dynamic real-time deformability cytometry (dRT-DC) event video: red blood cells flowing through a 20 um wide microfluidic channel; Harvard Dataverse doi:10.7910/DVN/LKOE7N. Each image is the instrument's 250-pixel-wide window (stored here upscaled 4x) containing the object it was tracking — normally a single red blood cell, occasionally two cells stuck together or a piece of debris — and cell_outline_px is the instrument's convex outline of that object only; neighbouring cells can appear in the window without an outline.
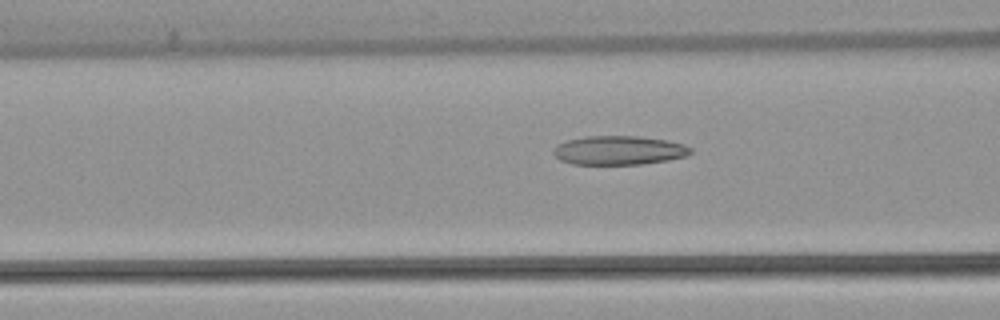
{"species": "common noctule bat (a hibernating species)", "species_latin": "Nyctalus noctula", "temperature_condition": "warm", "stored_images_in_passage": 54, "camera_frame_rate_fps": 3000, "um_per_image_px": 0.085, "animal": {"sex": "female", "body_mass_g": 22.7, "forearm_length_mm": 54.2}, "frame": {"image": 1, "passage_image": 21, "time_ms": 6.667, "image_size_px": [1000, 320], "cell_outline_px": [[692, 152], [688, 156], [668, 160], [640, 164], [572, 164], [560, 160], [552, 152], [556, 144], [568, 140], [584, 136], [636, 136], [668, 140], [684, 144], [692, 148]], "centroid_in_image_um": [52.62, 12.77], "position_along_channel_um": 114.0, "area_um2": 23.29}}
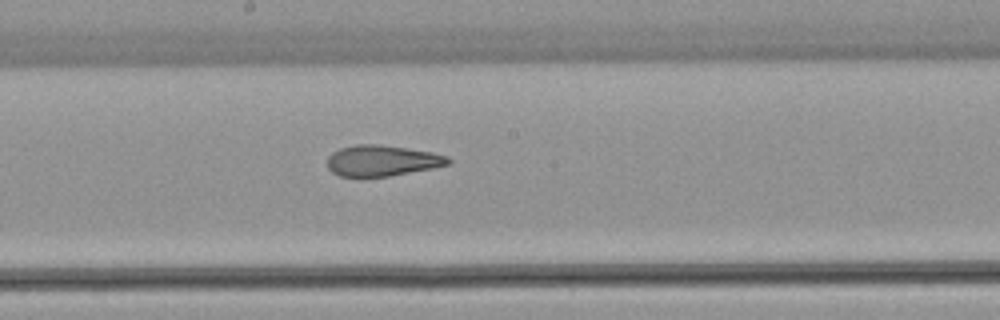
{"frame": {"image": 2, "passage_image": 29, "time_ms": 9.333, "image_size_px": [1000, 320], "cell_outline_px": [[452, 160], [448, 164], [432, 168], [388, 176], [340, 176], [332, 172], [328, 168], [328, 156], [332, 152], [340, 148], [356, 144], [376, 144], [432, 152], [448, 156]], "centroid_in_image_um": [32.46, 13.65], "position_along_channel_um": 215.7, "area_um2": 21.5}}
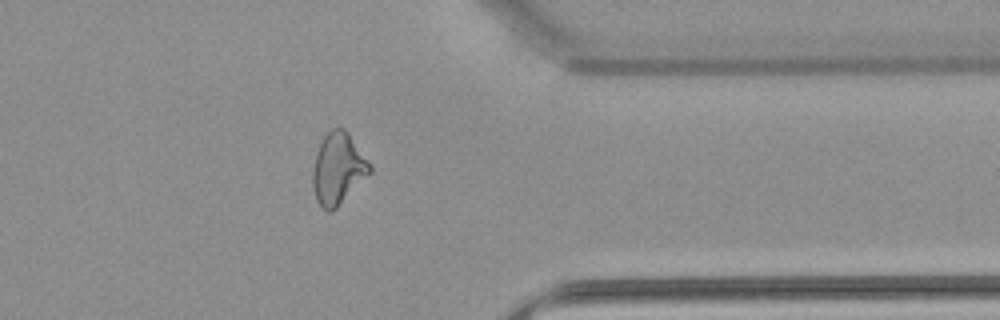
{"frame": {"image": 3, "passage_image": 43, "time_ms": 14.0, "image_size_px": [1000, 320], "cell_outline_px": [[372, 172], [332, 212], [328, 212], [316, 200], [312, 184], [312, 172], [316, 152], [324, 136], [332, 128], [344, 128], [348, 132], [372, 168]], "centroid_in_image_um": [28.72, 14.35], "position_along_channel_um": 382.7, "area_um2": 23.52}, "authors_computed_cell_mechanics": {"area_um2": 24.6517, "velocity_mm_per_s": 3.8135, "shape_relaxation_time_tau1_ms": null, "shape_relaxation_time_tau2_ms": 1.9742, "deformation_change_tau1": null, "deformation_change_tau2": 0.0996}}